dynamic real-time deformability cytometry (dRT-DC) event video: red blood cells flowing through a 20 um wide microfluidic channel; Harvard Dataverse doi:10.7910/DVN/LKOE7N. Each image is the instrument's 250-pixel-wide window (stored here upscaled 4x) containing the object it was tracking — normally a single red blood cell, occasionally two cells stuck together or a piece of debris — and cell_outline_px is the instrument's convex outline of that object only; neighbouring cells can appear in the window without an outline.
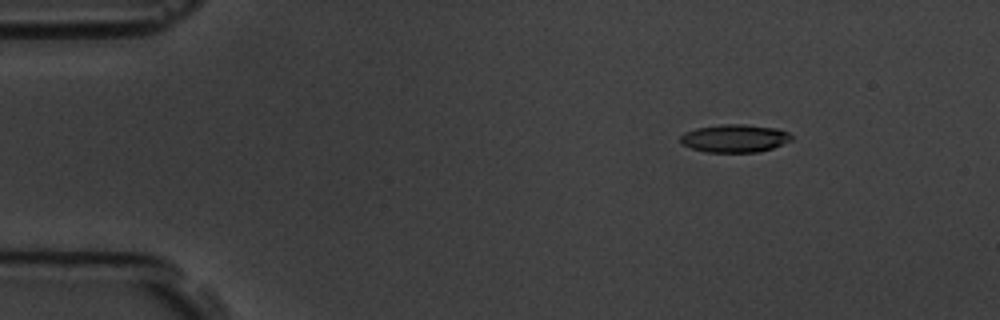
{"species": "common noctule bat (a hibernating species)", "species_latin": "Nyctalus noctula", "temperature_condition": "room temperature", "stored_images_in_passage": 5, "camera_frame_rate_fps": 3000, "um_per_image_px": 0.085, "animal": {"sex": "male", "body_mass_g": 19.5, "forearm_length_mm": 54.6}, "frame": {"image": 1, "passage_image": 1, "time_ms": 0.0, "image_size_px": [1000, 320], "cell_outline_px": [[792, 140], [772, 148], [756, 152], [704, 152], [680, 144], [680, 136], [684, 132], [696, 128], [720, 124], [744, 124], [776, 128], [788, 132], [792, 136]], "centroid_in_image_um": [62.41, 11.75], "position_along_channel_um": 22.6, "area_um2": 18.15}}
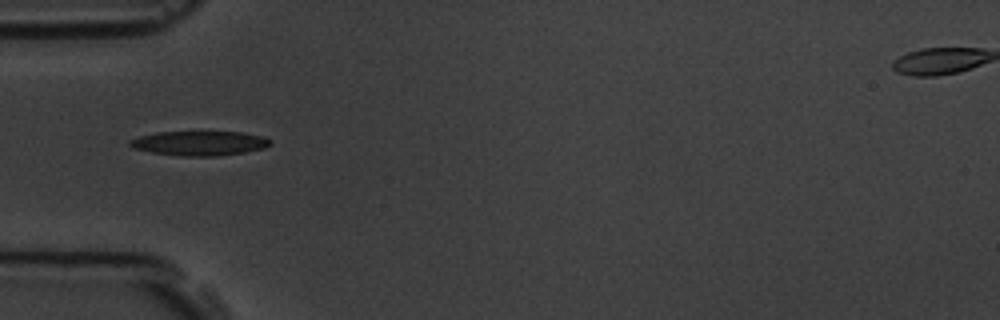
{"frame": {"image": 2, "passage_image": 4, "time_ms": 3.333, "image_size_px": [1000, 320], "cell_outline_px": [[272, 144], [264, 148], [244, 152], [216, 156], [184, 156], [152, 152], [136, 148], [128, 144], [128, 140], [140, 136], [156, 132], [240, 132], [264, 136], [272, 140]], "centroid_in_image_um": [17.0, 12.17], "position_along_channel_um": 68.0, "area_um2": 19.94}}
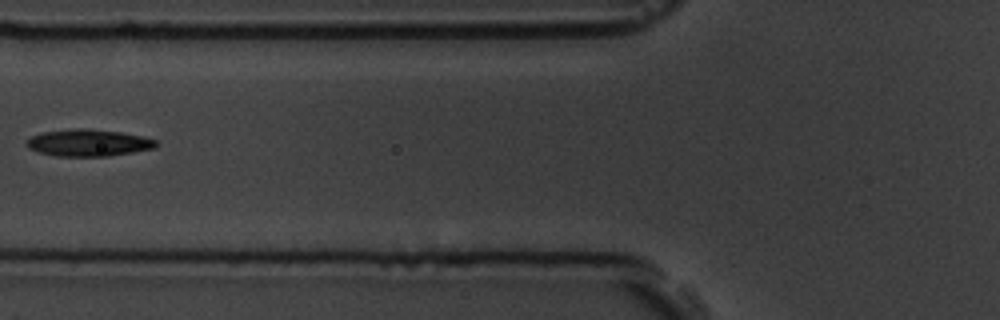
{"frame": {"image": 3, "passage_image": 5, "time_ms": 4.667, "image_size_px": [1000, 320], "cell_outline_px": [[156, 144], [152, 148], [132, 152], [108, 156], [56, 156], [40, 152], [28, 148], [24, 144], [32, 136], [44, 132], [76, 128], [84, 128], [120, 132], [140, 136], [156, 140]], "centroid_in_image_um": [7.46, 12.14], "position_along_channel_um": 118.3, "area_um2": 19.94}}